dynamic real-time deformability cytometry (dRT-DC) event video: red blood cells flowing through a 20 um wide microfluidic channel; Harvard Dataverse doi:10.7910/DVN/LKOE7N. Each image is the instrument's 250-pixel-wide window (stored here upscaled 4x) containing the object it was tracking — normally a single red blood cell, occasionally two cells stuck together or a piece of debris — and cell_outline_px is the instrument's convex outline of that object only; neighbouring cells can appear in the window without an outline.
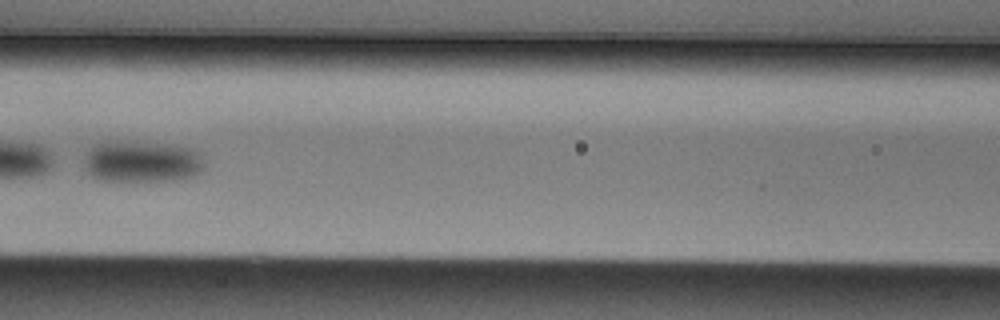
{"species": "Egyptian fruit bat (a non-hibernating species)", "species_latin": "Rousettus aegyptiacus", "temperature_condition": "cold", "stored_images_in_passage": 48, "camera_frame_rate_fps": 3000, "um_per_image_px": 0.085, "animal": {"sex": "male"}, "frame": {"image": 1, "passage_image": 21, "time_ms": 6.667, "image_size_px": [1000, 320], "cell_outline_px": [[204, 168], [200, 172], [192, 176], [172, 180], [100, 180], [92, 176], [84, 168], [84, 160], [88, 152], [96, 144], [172, 144], [192, 148], [204, 152]], "centroid_in_image_um": [12.17, 13.76], "position_along_channel_um": 154.4, "area_um2": 28.32}}
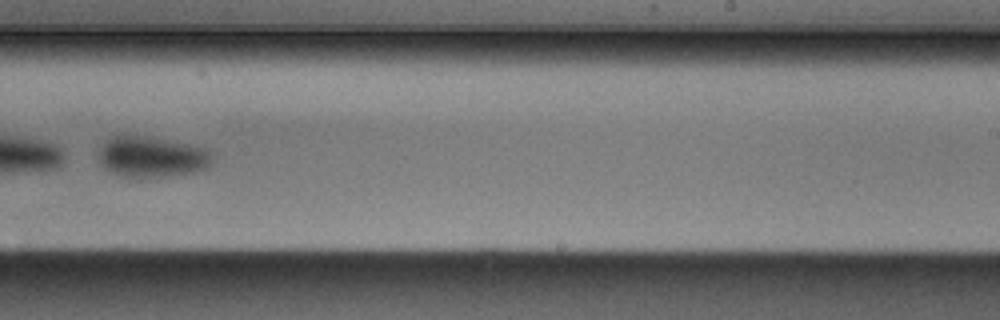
{"frame": {"image": 2, "passage_image": 30, "time_ms": 9.667, "image_size_px": [1000, 320], "cell_outline_px": [[212, 164], [196, 172], [168, 176], [124, 176], [112, 172], [104, 168], [96, 160], [100, 148], [104, 140], [112, 136], [144, 136], [188, 144], [208, 148], [212, 156]], "centroid_in_image_um": [12.87, 13.32], "position_along_channel_um": 276.1, "area_um2": 26.93}}